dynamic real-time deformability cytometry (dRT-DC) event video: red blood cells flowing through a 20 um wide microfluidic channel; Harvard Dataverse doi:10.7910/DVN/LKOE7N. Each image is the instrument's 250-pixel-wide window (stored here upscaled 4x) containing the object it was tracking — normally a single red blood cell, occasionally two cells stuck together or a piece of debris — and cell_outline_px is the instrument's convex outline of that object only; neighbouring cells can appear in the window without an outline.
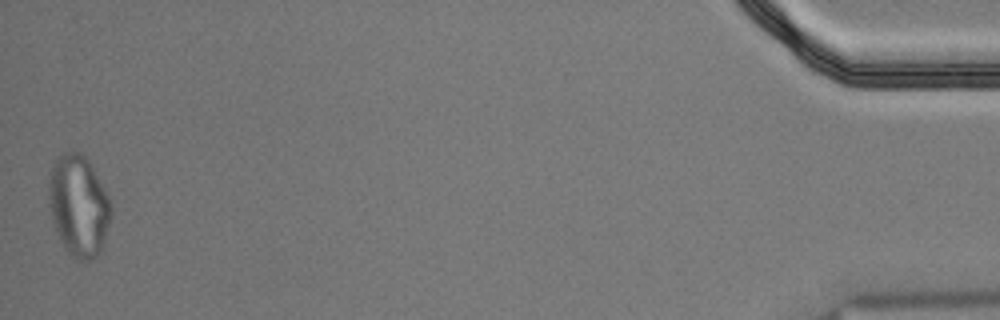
{"species": "Egyptian fruit bat (a non-hibernating species)", "species_latin": "Rousettus aegyptiacus", "temperature_condition": "cold", "stored_images_in_passage": 54, "segment_of_instrument_passage": [2, 2], "camera_frame_rate_fps": 3000, "um_per_image_px": 0.085, "animal": {"sex": "male"}, "frame": {"image": 1, "passage_image": 54, "time_ms": 17.667, "image_size_px": [1000, 320], "cell_outline_px": [[112, 212], [104, 244], [100, 252], [92, 260], [76, 260], [64, 248], [56, 232], [52, 220], [48, 204], [48, 184], [52, 164], [56, 156], [64, 152], [80, 152], [92, 164], [108, 196], [112, 208]], "centroid_in_image_um": [6.67, 17.48], "position_along_channel_um": 428.5, "area_um2": 37.28}}